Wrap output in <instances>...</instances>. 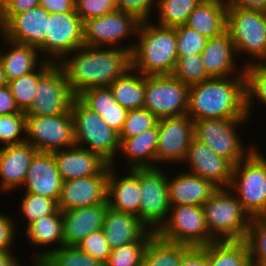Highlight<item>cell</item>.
<instances>
[{
    "label": "cell",
    "instance_id": "1",
    "mask_svg": "<svg viewBox=\"0 0 266 266\" xmlns=\"http://www.w3.org/2000/svg\"><path fill=\"white\" fill-rule=\"evenodd\" d=\"M134 43L114 48L82 46L70 53L73 56L66 55L57 64L63 69L73 95L77 97L89 88L109 87L123 76L131 68Z\"/></svg>",
    "mask_w": 266,
    "mask_h": 266
},
{
    "label": "cell",
    "instance_id": "2",
    "mask_svg": "<svg viewBox=\"0 0 266 266\" xmlns=\"http://www.w3.org/2000/svg\"><path fill=\"white\" fill-rule=\"evenodd\" d=\"M234 77V78H233ZM211 77L189 86L187 115L200 119H248L246 77Z\"/></svg>",
    "mask_w": 266,
    "mask_h": 266
},
{
    "label": "cell",
    "instance_id": "3",
    "mask_svg": "<svg viewBox=\"0 0 266 266\" xmlns=\"http://www.w3.org/2000/svg\"><path fill=\"white\" fill-rule=\"evenodd\" d=\"M142 20L131 52V68L144 76L172 75L178 59L176 30Z\"/></svg>",
    "mask_w": 266,
    "mask_h": 266
},
{
    "label": "cell",
    "instance_id": "4",
    "mask_svg": "<svg viewBox=\"0 0 266 266\" xmlns=\"http://www.w3.org/2000/svg\"><path fill=\"white\" fill-rule=\"evenodd\" d=\"M202 209L208 231L216 241L245 239L251 217L229 188H218Z\"/></svg>",
    "mask_w": 266,
    "mask_h": 266
},
{
    "label": "cell",
    "instance_id": "5",
    "mask_svg": "<svg viewBox=\"0 0 266 266\" xmlns=\"http://www.w3.org/2000/svg\"><path fill=\"white\" fill-rule=\"evenodd\" d=\"M70 111L74 121L76 145H89L82 148L98 154L108 164L113 165L116 152L120 150L119 133L110 128L100 115L85 106L77 97L73 99Z\"/></svg>",
    "mask_w": 266,
    "mask_h": 266
},
{
    "label": "cell",
    "instance_id": "6",
    "mask_svg": "<svg viewBox=\"0 0 266 266\" xmlns=\"http://www.w3.org/2000/svg\"><path fill=\"white\" fill-rule=\"evenodd\" d=\"M229 189L250 217L266 215V158L257 147L233 166Z\"/></svg>",
    "mask_w": 266,
    "mask_h": 266
},
{
    "label": "cell",
    "instance_id": "7",
    "mask_svg": "<svg viewBox=\"0 0 266 266\" xmlns=\"http://www.w3.org/2000/svg\"><path fill=\"white\" fill-rule=\"evenodd\" d=\"M234 43L236 53L240 56L250 54L253 60L245 63H266V13L262 10L241 7H227V26ZM258 59V61H257ZM260 60V61H259Z\"/></svg>",
    "mask_w": 266,
    "mask_h": 266
},
{
    "label": "cell",
    "instance_id": "8",
    "mask_svg": "<svg viewBox=\"0 0 266 266\" xmlns=\"http://www.w3.org/2000/svg\"><path fill=\"white\" fill-rule=\"evenodd\" d=\"M247 119H200L194 121V139L208 145L233 165L244 160L256 146L244 147L237 126ZM236 127V128H235ZM248 150V151H247Z\"/></svg>",
    "mask_w": 266,
    "mask_h": 266
},
{
    "label": "cell",
    "instance_id": "9",
    "mask_svg": "<svg viewBox=\"0 0 266 266\" xmlns=\"http://www.w3.org/2000/svg\"><path fill=\"white\" fill-rule=\"evenodd\" d=\"M25 141L38 152L52 153L76 145L71 111L61 115H26Z\"/></svg>",
    "mask_w": 266,
    "mask_h": 266
},
{
    "label": "cell",
    "instance_id": "10",
    "mask_svg": "<svg viewBox=\"0 0 266 266\" xmlns=\"http://www.w3.org/2000/svg\"><path fill=\"white\" fill-rule=\"evenodd\" d=\"M170 206L169 218L156 232L161 238L190 247H204L216 241L208 231L202 206Z\"/></svg>",
    "mask_w": 266,
    "mask_h": 266
},
{
    "label": "cell",
    "instance_id": "11",
    "mask_svg": "<svg viewBox=\"0 0 266 266\" xmlns=\"http://www.w3.org/2000/svg\"><path fill=\"white\" fill-rule=\"evenodd\" d=\"M189 86L172 75L145 76L144 108L158 119L187 114Z\"/></svg>",
    "mask_w": 266,
    "mask_h": 266
},
{
    "label": "cell",
    "instance_id": "12",
    "mask_svg": "<svg viewBox=\"0 0 266 266\" xmlns=\"http://www.w3.org/2000/svg\"><path fill=\"white\" fill-rule=\"evenodd\" d=\"M159 167L140 168V221L157 232L166 222L170 203L168 175Z\"/></svg>",
    "mask_w": 266,
    "mask_h": 266
},
{
    "label": "cell",
    "instance_id": "13",
    "mask_svg": "<svg viewBox=\"0 0 266 266\" xmlns=\"http://www.w3.org/2000/svg\"><path fill=\"white\" fill-rule=\"evenodd\" d=\"M26 115H61L67 113L73 99L63 69L54 63L40 78Z\"/></svg>",
    "mask_w": 266,
    "mask_h": 266
},
{
    "label": "cell",
    "instance_id": "14",
    "mask_svg": "<svg viewBox=\"0 0 266 266\" xmlns=\"http://www.w3.org/2000/svg\"><path fill=\"white\" fill-rule=\"evenodd\" d=\"M141 20L134 14L115 10L83 21L84 46L117 47L127 36L137 33ZM116 45V46H115Z\"/></svg>",
    "mask_w": 266,
    "mask_h": 266
},
{
    "label": "cell",
    "instance_id": "15",
    "mask_svg": "<svg viewBox=\"0 0 266 266\" xmlns=\"http://www.w3.org/2000/svg\"><path fill=\"white\" fill-rule=\"evenodd\" d=\"M82 46H84L83 21L76 12L50 14L45 37L47 58L44 60L56 64Z\"/></svg>",
    "mask_w": 266,
    "mask_h": 266
},
{
    "label": "cell",
    "instance_id": "16",
    "mask_svg": "<svg viewBox=\"0 0 266 266\" xmlns=\"http://www.w3.org/2000/svg\"><path fill=\"white\" fill-rule=\"evenodd\" d=\"M50 13L41 6L15 15H0V34L8 40L28 44L45 53Z\"/></svg>",
    "mask_w": 266,
    "mask_h": 266
},
{
    "label": "cell",
    "instance_id": "17",
    "mask_svg": "<svg viewBox=\"0 0 266 266\" xmlns=\"http://www.w3.org/2000/svg\"><path fill=\"white\" fill-rule=\"evenodd\" d=\"M194 121L186 114L158 120L156 162H184L194 138Z\"/></svg>",
    "mask_w": 266,
    "mask_h": 266
},
{
    "label": "cell",
    "instance_id": "18",
    "mask_svg": "<svg viewBox=\"0 0 266 266\" xmlns=\"http://www.w3.org/2000/svg\"><path fill=\"white\" fill-rule=\"evenodd\" d=\"M108 175L109 164L96 175L63 181L58 200L59 210L63 212L106 203Z\"/></svg>",
    "mask_w": 266,
    "mask_h": 266
},
{
    "label": "cell",
    "instance_id": "19",
    "mask_svg": "<svg viewBox=\"0 0 266 266\" xmlns=\"http://www.w3.org/2000/svg\"><path fill=\"white\" fill-rule=\"evenodd\" d=\"M185 161L189 162L190 173L213 182L218 188L230 187L234 165L208 145L193 138Z\"/></svg>",
    "mask_w": 266,
    "mask_h": 266
},
{
    "label": "cell",
    "instance_id": "20",
    "mask_svg": "<svg viewBox=\"0 0 266 266\" xmlns=\"http://www.w3.org/2000/svg\"><path fill=\"white\" fill-rule=\"evenodd\" d=\"M62 183L53 153L37 152L30 162L22 186L24 185L25 192L48 197L58 202Z\"/></svg>",
    "mask_w": 266,
    "mask_h": 266
},
{
    "label": "cell",
    "instance_id": "21",
    "mask_svg": "<svg viewBox=\"0 0 266 266\" xmlns=\"http://www.w3.org/2000/svg\"><path fill=\"white\" fill-rule=\"evenodd\" d=\"M114 168V165L109 164L107 179L109 207L115 211L133 214L140 219V168L129 169L128 175L122 178L117 177Z\"/></svg>",
    "mask_w": 266,
    "mask_h": 266
},
{
    "label": "cell",
    "instance_id": "22",
    "mask_svg": "<svg viewBox=\"0 0 266 266\" xmlns=\"http://www.w3.org/2000/svg\"><path fill=\"white\" fill-rule=\"evenodd\" d=\"M108 201L62 212L64 246H76L89 234L102 229Z\"/></svg>",
    "mask_w": 266,
    "mask_h": 266
},
{
    "label": "cell",
    "instance_id": "23",
    "mask_svg": "<svg viewBox=\"0 0 266 266\" xmlns=\"http://www.w3.org/2000/svg\"><path fill=\"white\" fill-rule=\"evenodd\" d=\"M38 151L28 142L0 147V190L22 187L30 162Z\"/></svg>",
    "mask_w": 266,
    "mask_h": 266
},
{
    "label": "cell",
    "instance_id": "24",
    "mask_svg": "<svg viewBox=\"0 0 266 266\" xmlns=\"http://www.w3.org/2000/svg\"><path fill=\"white\" fill-rule=\"evenodd\" d=\"M236 56L234 43L227 30L219 36L208 39L201 53L205 70L210 77H230L233 73L245 75L244 69L241 71L238 69L236 72Z\"/></svg>",
    "mask_w": 266,
    "mask_h": 266
},
{
    "label": "cell",
    "instance_id": "25",
    "mask_svg": "<svg viewBox=\"0 0 266 266\" xmlns=\"http://www.w3.org/2000/svg\"><path fill=\"white\" fill-rule=\"evenodd\" d=\"M52 153L63 181L96 175L108 164L98 154L77 145Z\"/></svg>",
    "mask_w": 266,
    "mask_h": 266
},
{
    "label": "cell",
    "instance_id": "26",
    "mask_svg": "<svg viewBox=\"0 0 266 266\" xmlns=\"http://www.w3.org/2000/svg\"><path fill=\"white\" fill-rule=\"evenodd\" d=\"M217 189L213 182L187 171L168 178L170 205L202 206Z\"/></svg>",
    "mask_w": 266,
    "mask_h": 266
},
{
    "label": "cell",
    "instance_id": "27",
    "mask_svg": "<svg viewBox=\"0 0 266 266\" xmlns=\"http://www.w3.org/2000/svg\"><path fill=\"white\" fill-rule=\"evenodd\" d=\"M102 230L111 250L137 241L148 228L130 213L119 212L108 207Z\"/></svg>",
    "mask_w": 266,
    "mask_h": 266
},
{
    "label": "cell",
    "instance_id": "28",
    "mask_svg": "<svg viewBox=\"0 0 266 266\" xmlns=\"http://www.w3.org/2000/svg\"><path fill=\"white\" fill-rule=\"evenodd\" d=\"M207 39L226 31L227 6L224 0H203L189 15L186 24Z\"/></svg>",
    "mask_w": 266,
    "mask_h": 266
},
{
    "label": "cell",
    "instance_id": "29",
    "mask_svg": "<svg viewBox=\"0 0 266 266\" xmlns=\"http://www.w3.org/2000/svg\"><path fill=\"white\" fill-rule=\"evenodd\" d=\"M120 139V152L129 159V168H155L158 145V123L143 133L131 138ZM153 163V164H152Z\"/></svg>",
    "mask_w": 266,
    "mask_h": 266
},
{
    "label": "cell",
    "instance_id": "30",
    "mask_svg": "<svg viewBox=\"0 0 266 266\" xmlns=\"http://www.w3.org/2000/svg\"><path fill=\"white\" fill-rule=\"evenodd\" d=\"M12 47L0 52L6 81L27 75L38 68L39 49L28 44L17 43L4 38Z\"/></svg>",
    "mask_w": 266,
    "mask_h": 266
},
{
    "label": "cell",
    "instance_id": "31",
    "mask_svg": "<svg viewBox=\"0 0 266 266\" xmlns=\"http://www.w3.org/2000/svg\"><path fill=\"white\" fill-rule=\"evenodd\" d=\"M208 266H252L245 240L214 241L207 245Z\"/></svg>",
    "mask_w": 266,
    "mask_h": 266
},
{
    "label": "cell",
    "instance_id": "32",
    "mask_svg": "<svg viewBox=\"0 0 266 266\" xmlns=\"http://www.w3.org/2000/svg\"><path fill=\"white\" fill-rule=\"evenodd\" d=\"M132 71L130 68L109 86L116 101L128 110L144 108L145 102V76Z\"/></svg>",
    "mask_w": 266,
    "mask_h": 266
},
{
    "label": "cell",
    "instance_id": "33",
    "mask_svg": "<svg viewBox=\"0 0 266 266\" xmlns=\"http://www.w3.org/2000/svg\"><path fill=\"white\" fill-rule=\"evenodd\" d=\"M189 248L186 244L164 240L155 233L146 247L143 263L146 266H179Z\"/></svg>",
    "mask_w": 266,
    "mask_h": 266
},
{
    "label": "cell",
    "instance_id": "34",
    "mask_svg": "<svg viewBox=\"0 0 266 266\" xmlns=\"http://www.w3.org/2000/svg\"><path fill=\"white\" fill-rule=\"evenodd\" d=\"M26 234L30 243L34 246H48L51 243L64 245L62 211L38 218L26 227Z\"/></svg>",
    "mask_w": 266,
    "mask_h": 266
},
{
    "label": "cell",
    "instance_id": "35",
    "mask_svg": "<svg viewBox=\"0 0 266 266\" xmlns=\"http://www.w3.org/2000/svg\"><path fill=\"white\" fill-rule=\"evenodd\" d=\"M42 60V62L39 61V70L36 69L27 75L7 82L15 103L20 111L26 112L30 108L33 98L35 97L34 94L36 92L35 90L39 78L54 64L44 59Z\"/></svg>",
    "mask_w": 266,
    "mask_h": 266
},
{
    "label": "cell",
    "instance_id": "36",
    "mask_svg": "<svg viewBox=\"0 0 266 266\" xmlns=\"http://www.w3.org/2000/svg\"><path fill=\"white\" fill-rule=\"evenodd\" d=\"M203 0H157L158 26L185 25L189 15Z\"/></svg>",
    "mask_w": 266,
    "mask_h": 266
},
{
    "label": "cell",
    "instance_id": "37",
    "mask_svg": "<svg viewBox=\"0 0 266 266\" xmlns=\"http://www.w3.org/2000/svg\"><path fill=\"white\" fill-rule=\"evenodd\" d=\"M155 233L148 229L137 241L111 250L104 266H138L143 262L146 247Z\"/></svg>",
    "mask_w": 266,
    "mask_h": 266
},
{
    "label": "cell",
    "instance_id": "38",
    "mask_svg": "<svg viewBox=\"0 0 266 266\" xmlns=\"http://www.w3.org/2000/svg\"><path fill=\"white\" fill-rule=\"evenodd\" d=\"M252 266H266V215L251 217L245 237Z\"/></svg>",
    "mask_w": 266,
    "mask_h": 266
},
{
    "label": "cell",
    "instance_id": "39",
    "mask_svg": "<svg viewBox=\"0 0 266 266\" xmlns=\"http://www.w3.org/2000/svg\"><path fill=\"white\" fill-rule=\"evenodd\" d=\"M242 68L246 77V110L250 117L256 97L266 104V63H252Z\"/></svg>",
    "mask_w": 266,
    "mask_h": 266
},
{
    "label": "cell",
    "instance_id": "40",
    "mask_svg": "<svg viewBox=\"0 0 266 266\" xmlns=\"http://www.w3.org/2000/svg\"><path fill=\"white\" fill-rule=\"evenodd\" d=\"M172 76L188 86L211 78L205 70L201 54L178 56Z\"/></svg>",
    "mask_w": 266,
    "mask_h": 266
},
{
    "label": "cell",
    "instance_id": "41",
    "mask_svg": "<svg viewBox=\"0 0 266 266\" xmlns=\"http://www.w3.org/2000/svg\"><path fill=\"white\" fill-rule=\"evenodd\" d=\"M37 256H48L58 266H104L100 261L92 258L76 246H61L47 249Z\"/></svg>",
    "mask_w": 266,
    "mask_h": 266
},
{
    "label": "cell",
    "instance_id": "42",
    "mask_svg": "<svg viewBox=\"0 0 266 266\" xmlns=\"http://www.w3.org/2000/svg\"><path fill=\"white\" fill-rule=\"evenodd\" d=\"M21 202V214L27 221V226L38 218L55 214L59 210L56 200L34 193L25 192Z\"/></svg>",
    "mask_w": 266,
    "mask_h": 266
},
{
    "label": "cell",
    "instance_id": "43",
    "mask_svg": "<svg viewBox=\"0 0 266 266\" xmlns=\"http://www.w3.org/2000/svg\"><path fill=\"white\" fill-rule=\"evenodd\" d=\"M26 114L21 111L10 115H0V144L2 147L25 142L21 138L25 132ZM20 136V137H19ZM21 138V139H20Z\"/></svg>",
    "mask_w": 266,
    "mask_h": 266
},
{
    "label": "cell",
    "instance_id": "44",
    "mask_svg": "<svg viewBox=\"0 0 266 266\" xmlns=\"http://www.w3.org/2000/svg\"><path fill=\"white\" fill-rule=\"evenodd\" d=\"M158 118L146 108L131 109L128 111L124 126L119 138L137 136L158 123Z\"/></svg>",
    "mask_w": 266,
    "mask_h": 266
},
{
    "label": "cell",
    "instance_id": "45",
    "mask_svg": "<svg viewBox=\"0 0 266 266\" xmlns=\"http://www.w3.org/2000/svg\"><path fill=\"white\" fill-rule=\"evenodd\" d=\"M178 56L201 54L205 48L207 38L187 25L175 27Z\"/></svg>",
    "mask_w": 266,
    "mask_h": 266
},
{
    "label": "cell",
    "instance_id": "46",
    "mask_svg": "<svg viewBox=\"0 0 266 266\" xmlns=\"http://www.w3.org/2000/svg\"><path fill=\"white\" fill-rule=\"evenodd\" d=\"M77 98L91 110L118 109V102L109 87L89 88Z\"/></svg>",
    "mask_w": 266,
    "mask_h": 266
},
{
    "label": "cell",
    "instance_id": "47",
    "mask_svg": "<svg viewBox=\"0 0 266 266\" xmlns=\"http://www.w3.org/2000/svg\"><path fill=\"white\" fill-rule=\"evenodd\" d=\"M77 246L102 264L107 262L111 253V248L102 229L89 234Z\"/></svg>",
    "mask_w": 266,
    "mask_h": 266
},
{
    "label": "cell",
    "instance_id": "48",
    "mask_svg": "<svg viewBox=\"0 0 266 266\" xmlns=\"http://www.w3.org/2000/svg\"><path fill=\"white\" fill-rule=\"evenodd\" d=\"M118 10L116 0H75V11L82 21Z\"/></svg>",
    "mask_w": 266,
    "mask_h": 266
},
{
    "label": "cell",
    "instance_id": "49",
    "mask_svg": "<svg viewBox=\"0 0 266 266\" xmlns=\"http://www.w3.org/2000/svg\"><path fill=\"white\" fill-rule=\"evenodd\" d=\"M116 4L118 10L130 12L142 21L150 19L151 9L157 4V0H116Z\"/></svg>",
    "mask_w": 266,
    "mask_h": 266
},
{
    "label": "cell",
    "instance_id": "50",
    "mask_svg": "<svg viewBox=\"0 0 266 266\" xmlns=\"http://www.w3.org/2000/svg\"><path fill=\"white\" fill-rule=\"evenodd\" d=\"M100 115L103 121L114 131L120 134L123 129L128 109L124 108L118 103V109L109 110H92Z\"/></svg>",
    "mask_w": 266,
    "mask_h": 266
},
{
    "label": "cell",
    "instance_id": "51",
    "mask_svg": "<svg viewBox=\"0 0 266 266\" xmlns=\"http://www.w3.org/2000/svg\"><path fill=\"white\" fill-rule=\"evenodd\" d=\"M13 221L11 216H7L0 212V251H12L10 249L11 246L13 247V239L16 236V227L14 225L16 223Z\"/></svg>",
    "mask_w": 266,
    "mask_h": 266
},
{
    "label": "cell",
    "instance_id": "52",
    "mask_svg": "<svg viewBox=\"0 0 266 266\" xmlns=\"http://www.w3.org/2000/svg\"><path fill=\"white\" fill-rule=\"evenodd\" d=\"M179 266H208L207 246L190 247L184 253Z\"/></svg>",
    "mask_w": 266,
    "mask_h": 266
},
{
    "label": "cell",
    "instance_id": "53",
    "mask_svg": "<svg viewBox=\"0 0 266 266\" xmlns=\"http://www.w3.org/2000/svg\"><path fill=\"white\" fill-rule=\"evenodd\" d=\"M39 5V0H8L0 9V15H15Z\"/></svg>",
    "mask_w": 266,
    "mask_h": 266
},
{
    "label": "cell",
    "instance_id": "54",
    "mask_svg": "<svg viewBox=\"0 0 266 266\" xmlns=\"http://www.w3.org/2000/svg\"><path fill=\"white\" fill-rule=\"evenodd\" d=\"M39 6L50 14L76 12L75 0H39Z\"/></svg>",
    "mask_w": 266,
    "mask_h": 266
},
{
    "label": "cell",
    "instance_id": "55",
    "mask_svg": "<svg viewBox=\"0 0 266 266\" xmlns=\"http://www.w3.org/2000/svg\"><path fill=\"white\" fill-rule=\"evenodd\" d=\"M18 112L21 111L15 103L9 86L6 84L0 87V115H10Z\"/></svg>",
    "mask_w": 266,
    "mask_h": 266
},
{
    "label": "cell",
    "instance_id": "56",
    "mask_svg": "<svg viewBox=\"0 0 266 266\" xmlns=\"http://www.w3.org/2000/svg\"><path fill=\"white\" fill-rule=\"evenodd\" d=\"M227 7L266 10V0H224Z\"/></svg>",
    "mask_w": 266,
    "mask_h": 266
},
{
    "label": "cell",
    "instance_id": "57",
    "mask_svg": "<svg viewBox=\"0 0 266 266\" xmlns=\"http://www.w3.org/2000/svg\"><path fill=\"white\" fill-rule=\"evenodd\" d=\"M11 251H0V266H18V259Z\"/></svg>",
    "mask_w": 266,
    "mask_h": 266
},
{
    "label": "cell",
    "instance_id": "58",
    "mask_svg": "<svg viewBox=\"0 0 266 266\" xmlns=\"http://www.w3.org/2000/svg\"><path fill=\"white\" fill-rule=\"evenodd\" d=\"M36 266H58L48 256H36L33 259Z\"/></svg>",
    "mask_w": 266,
    "mask_h": 266
},
{
    "label": "cell",
    "instance_id": "59",
    "mask_svg": "<svg viewBox=\"0 0 266 266\" xmlns=\"http://www.w3.org/2000/svg\"><path fill=\"white\" fill-rule=\"evenodd\" d=\"M7 84L6 78H5V74H4V70H3V65L0 59V87L4 86Z\"/></svg>",
    "mask_w": 266,
    "mask_h": 266
},
{
    "label": "cell",
    "instance_id": "60",
    "mask_svg": "<svg viewBox=\"0 0 266 266\" xmlns=\"http://www.w3.org/2000/svg\"><path fill=\"white\" fill-rule=\"evenodd\" d=\"M8 0H0V9L2 8V6L7 2Z\"/></svg>",
    "mask_w": 266,
    "mask_h": 266
},
{
    "label": "cell",
    "instance_id": "61",
    "mask_svg": "<svg viewBox=\"0 0 266 266\" xmlns=\"http://www.w3.org/2000/svg\"><path fill=\"white\" fill-rule=\"evenodd\" d=\"M138 266H146L143 262L141 264H139Z\"/></svg>",
    "mask_w": 266,
    "mask_h": 266
}]
</instances>
